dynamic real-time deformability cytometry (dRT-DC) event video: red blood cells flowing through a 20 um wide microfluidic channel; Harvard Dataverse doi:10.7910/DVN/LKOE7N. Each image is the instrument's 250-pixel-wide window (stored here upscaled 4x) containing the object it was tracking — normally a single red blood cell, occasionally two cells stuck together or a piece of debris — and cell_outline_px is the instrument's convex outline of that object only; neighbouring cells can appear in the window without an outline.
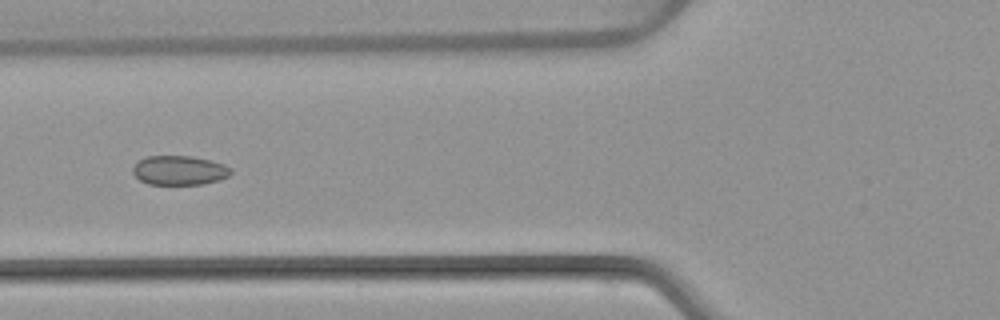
{"species": "common noctule bat (a hibernating species)", "species_latin": "Nyctalus noctula", "temperature_condition": "warm", "stored_images_in_passage": 6, "camera_frame_rate_fps": 3000, "um_per_image_px": 0.085, "animal": {"sex": "female", "body_mass_g": 22.7, "forearm_length_mm": 54.2}, "frame": {"image": 1, "passage_image": 6, "time_ms": 6.667, "image_size_px": [1000, 320], "cell_outline_px": [[232, 172], [228, 176], [220, 180], [204, 184], [148, 184], [140, 180], [132, 172], [132, 168], [140, 160], [148, 156], [192, 156], [212, 160], [224, 164], [232, 168]], "centroid_in_image_um": [15.29, 14.48], "position_along_channel_um": 110.5, "area_um2": 16.82}}